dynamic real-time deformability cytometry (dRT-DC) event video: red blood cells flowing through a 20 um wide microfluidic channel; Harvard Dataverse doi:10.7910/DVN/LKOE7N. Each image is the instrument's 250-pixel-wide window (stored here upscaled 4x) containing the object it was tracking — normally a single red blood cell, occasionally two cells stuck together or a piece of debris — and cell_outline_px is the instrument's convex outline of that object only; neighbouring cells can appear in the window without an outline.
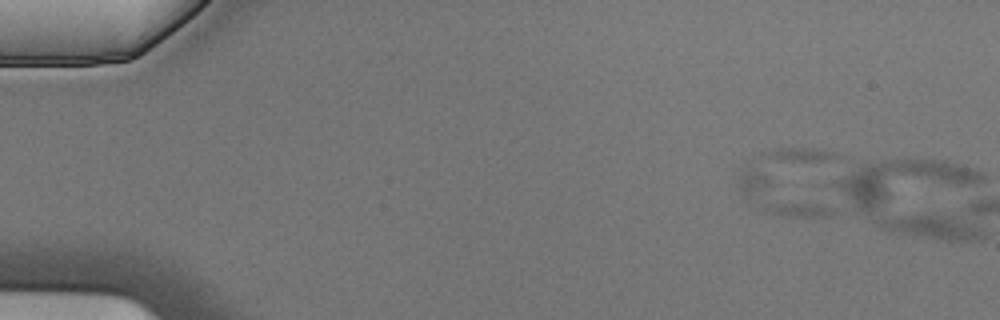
{"species": "Egyptian fruit bat (a non-hibernating species)", "species_latin": "Rousettus aegyptiacus", "temperature_condition": "cold", "stored_images_in_passage": 5, "camera_frame_rate_fps": 3000, "um_per_image_px": 0.085, "animal": {"sex": "male"}, "frame": {"image": 1, "passage_image": 1, "time_ms": 0.0, "image_size_px": [1000, 320], "cell_outline_px": [[836, 156], [748, 196], [744, 196], [740, 192], [736, 180], [740, 172], [752, 160], [776, 148], [812, 148], [836, 152]], "centroid_in_image_um": [66.18, 14.23], "position_along_channel_um": 18.8, "area_um2": 17.86}}